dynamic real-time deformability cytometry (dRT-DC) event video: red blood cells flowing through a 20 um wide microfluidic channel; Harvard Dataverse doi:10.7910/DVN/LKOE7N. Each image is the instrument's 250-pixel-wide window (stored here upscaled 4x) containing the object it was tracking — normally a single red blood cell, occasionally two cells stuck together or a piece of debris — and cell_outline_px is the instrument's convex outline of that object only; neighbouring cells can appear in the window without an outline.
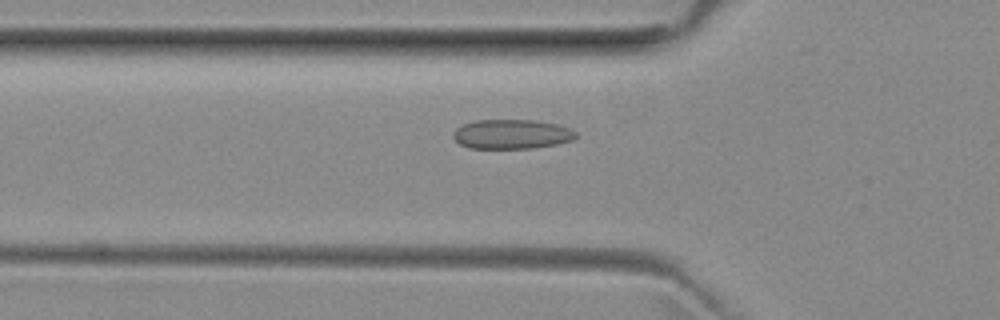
{"species": "common noctule bat (a hibernating species)", "species_latin": "Nyctalus noctula", "temperature_condition": "room temperature", "stored_images_in_passage": 36, "camera_frame_rate_fps": 3000, "um_per_image_px": 0.085, "animal": {"sex": "female", "body_mass_g": 29.2, "forearm_length_mm": 56.3}, "frame": {"image": 1, "passage_image": 7, "time_ms": 2.0, "image_size_px": [1000, 320], "cell_outline_px": [[576, 136], [572, 140], [556, 144], [532, 148], [468, 148], [460, 144], [452, 136], [452, 132], [456, 128], [464, 124], [476, 120], [532, 120], [556, 124], [568, 128], [576, 132]], "centroid_in_image_um": [43.45, 11.4], "position_along_channel_um": 82.3, "area_um2": 20.92}}
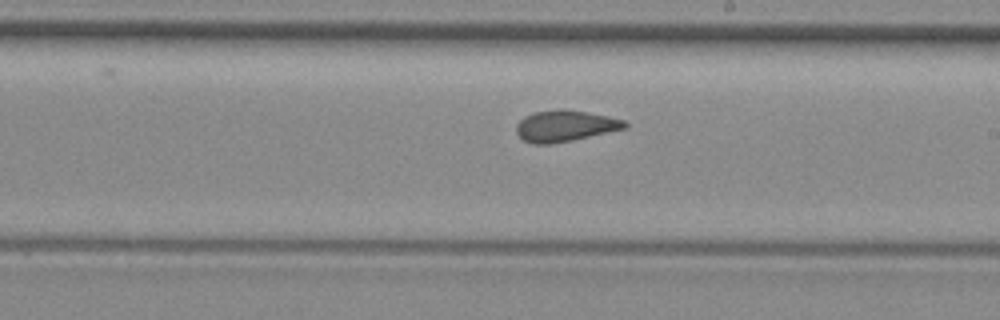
{"frame": {"image": 2, "passage_image": 19, "time_ms": 6.0, "image_size_px": [1000, 320], "cell_outline_px": [[628, 128], [572, 140], [548, 144], [536, 144], [524, 140], [516, 132], [516, 124], [524, 116], [536, 112], [556, 108], [560, 108], [588, 112], [608, 116], [624, 120], [628, 124]], "centroid_in_image_um": [48.05, 10.69], "position_along_channel_um": 241.0, "area_um2": 19.77}}
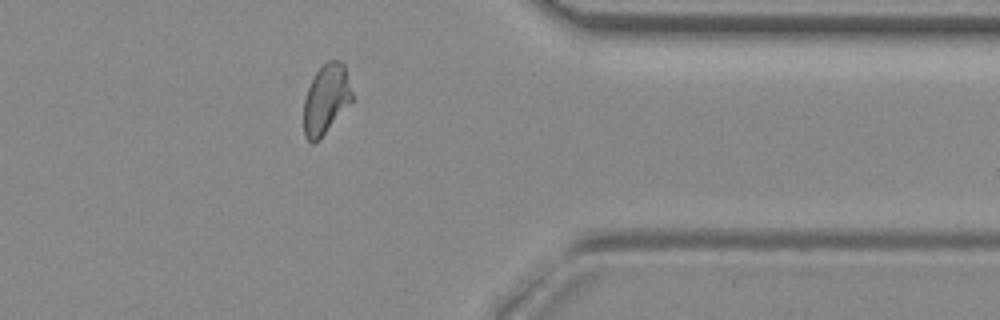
{"frame": {"image": 3, "passage_image": 31, "time_ms": 10.0, "image_size_px": [1000, 320], "cell_outline_px": [[352, 100], [324, 132], [312, 144], [304, 136], [304, 100], [308, 88], [316, 72], [328, 60], [336, 60], [344, 64], [352, 92]], "centroid_in_image_um": [27.7, 8.39], "position_along_channel_um": 383.7, "area_um2": 18.9}, "authors_computed_cell_mechanics": {"area_um2": 19.7676, "velocity_mm_per_s": 3.9586, "shape_relaxation_time_tau1_ms": null, "shape_relaxation_time_tau2_ms": 1.3168, "deformation_change_tau1": null, "deformation_change_tau2": 0.0659}}